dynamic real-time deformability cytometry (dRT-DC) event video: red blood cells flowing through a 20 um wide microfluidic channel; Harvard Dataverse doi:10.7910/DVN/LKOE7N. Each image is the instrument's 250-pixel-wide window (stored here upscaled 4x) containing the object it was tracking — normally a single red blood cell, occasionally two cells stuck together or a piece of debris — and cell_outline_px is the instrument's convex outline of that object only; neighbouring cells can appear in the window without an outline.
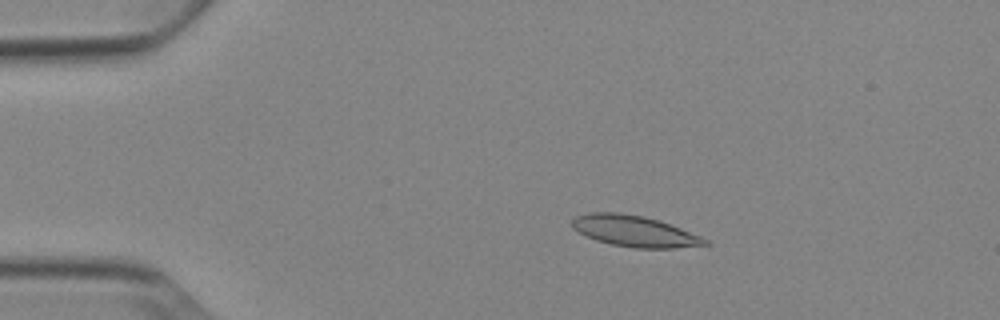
{"species": "Egyptian fruit bat (a non-hibernating species)", "species_latin": "Rousettus aegyptiacus", "temperature_condition": "cold", "stored_images_in_passage": 52, "camera_frame_rate_fps": 3000, "um_per_image_px": 0.085, "animal": {"sex": "female"}, "frame": {"image": 1, "passage_image": 10, "time_ms": 3.0, "image_size_px": [1000, 320], "cell_outline_px": [[712, 244], [676, 248], [636, 248], [612, 244], [596, 240], [572, 228], [572, 220], [576, 216], [588, 212], [616, 212], [644, 216], [660, 220], [700, 236], [708, 240]], "centroid_in_image_um": [53.95, 19.64], "position_along_channel_um": 31.1, "area_um2": 23.99}}
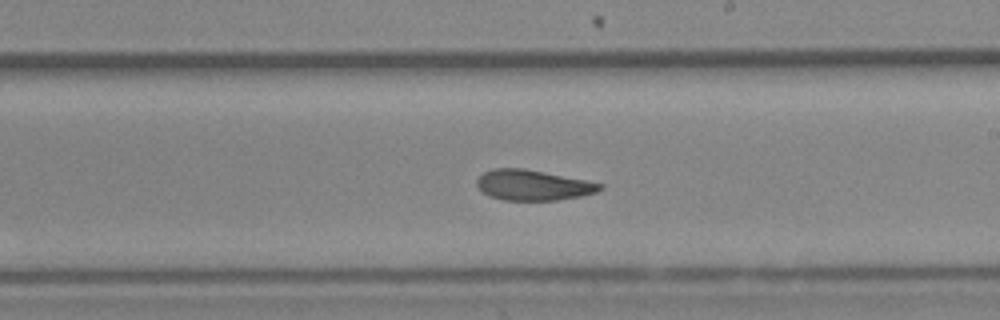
{"frame": {"image": 2, "passage_image": 31, "time_ms": 10.0, "image_size_px": [1000, 320], "cell_outline_px": [[604, 188], [596, 192], [580, 196], [556, 200], [504, 200], [488, 196], [476, 184], [476, 180], [484, 172], [492, 168], [524, 168], [604, 184]], "centroid_in_image_um": [45.29, 15.73], "position_along_channel_um": 243.7, "area_um2": 21.68}}
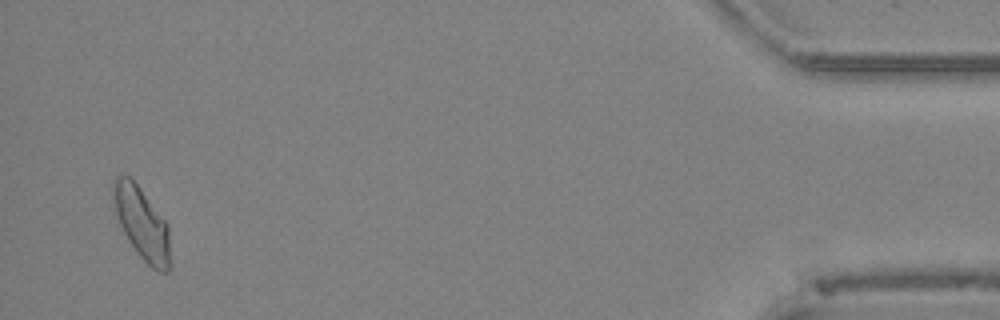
{"frame": {"image": 3, "passage_image": 51, "time_ms": 16.667, "image_size_px": [1000, 320], "cell_outline_px": [[172, 268], [168, 272], [160, 272], [152, 268], [140, 256], [128, 240], [120, 224], [116, 212], [112, 196], [112, 180], [116, 176], [128, 176], [140, 188], [168, 224], [172, 264]], "centroid_in_image_um": [12.09, 19.03], "position_along_channel_um": 423.1, "area_um2": 24.04}, "authors_computed_cell_mechanics": {"area_um2": 22.8599, "velocity_mm_per_s": 3.8607, "shape_relaxation_time_tau1_ms": 9.0256, "shape_relaxation_time_tau2_ms": 3.4237, "deformation_change_tau1": 0.1869, "deformation_change_tau2": 0.0925}}